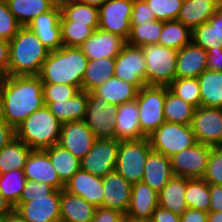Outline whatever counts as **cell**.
<instances>
[{
  "mask_svg": "<svg viewBox=\"0 0 222 222\" xmlns=\"http://www.w3.org/2000/svg\"><path fill=\"white\" fill-rule=\"evenodd\" d=\"M2 118L14 129L45 105L43 83L38 75L2 76Z\"/></svg>",
  "mask_w": 222,
  "mask_h": 222,
  "instance_id": "cell-1",
  "label": "cell"
},
{
  "mask_svg": "<svg viewBox=\"0 0 222 222\" xmlns=\"http://www.w3.org/2000/svg\"><path fill=\"white\" fill-rule=\"evenodd\" d=\"M124 215L115 209L97 207L91 222H120Z\"/></svg>",
  "mask_w": 222,
  "mask_h": 222,
  "instance_id": "cell-51",
  "label": "cell"
},
{
  "mask_svg": "<svg viewBox=\"0 0 222 222\" xmlns=\"http://www.w3.org/2000/svg\"><path fill=\"white\" fill-rule=\"evenodd\" d=\"M31 150L18 138L12 139L0 150V174L8 173L11 170L24 169Z\"/></svg>",
  "mask_w": 222,
  "mask_h": 222,
  "instance_id": "cell-36",
  "label": "cell"
},
{
  "mask_svg": "<svg viewBox=\"0 0 222 222\" xmlns=\"http://www.w3.org/2000/svg\"><path fill=\"white\" fill-rule=\"evenodd\" d=\"M1 222H26L14 209Z\"/></svg>",
  "mask_w": 222,
  "mask_h": 222,
  "instance_id": "cell-59",
  "label": "cell"
},
{
  "mask_svg": "<svg viewBox=\"0 0 222 222\" xmlns=\"http://www.w3.org/2000/svg\"><path fill=\"white\" fill-rule=\"evenodd\" d=\"M80 1L99 8L108 0H80Z\"/></svg>",
  "mask_w": 222,
  "mask_h": 222,
  "instance_id": "cell-62",
  "label": "cell"
},
{
  "mask_svg": "<svg viewBox=\"0 0 222 222\" xmlns=\"http://www.w3.org/2000/svg\"><path fill=\"white\" fill-rule=\"evenodd\" d=\"M9 59H10L9 41L0 39V73L3 76L8 75Z\"/></svg>",
  "mask_w": 222,
  "mask_h": 222,
  "instance_id": "cell-56",
  "label": "cell"
},
{
  "mask_svg": "<svg viewBox=\"0 0 222 222\" xmlns=\"http://www.w3.org/2000/svg\"><path fill=\"white\" fill-rule=\"evenodd\" d=\"M114 76L140 90L146 85V60L141 47L126 43L115 57Z\"/></svg>",
  "mask_w": 222,
  "mask_h": 222,
  "instance_id": "cell-11",
  "label": "cell"
},
{
  "mask_svg": "<svg viewBox=\"0 0 222 222\" xmlns=\"http://www.w3.org/2000/svg\"><path fill=\"white\" fill-rule=\"evenodd\" d=\"M60 21H75L76 23L98 29L99 9L77 0L61 10Z\"/></svg>",
  "mask_w": 222,
  "mask_h": 222,
  "instance_id": "cell-39",
  "label": "cell"
},
{
  "mask_svg": "<svg viewBox=\"0 0 222 222\" xmlns=\"http://www.w3.org/2000/svg\"><path fill=\"white\" fill-rule=\"evenodd\" d=\"M151 150L148 138L119 141L115 170L131 184L142 181L147 156Z\"/></svg>",
  "mask_w": 222,
  "mask_h": 222,
  "instance_id": "cell-7",
  "label": "cell"
},
{
  "mask_svg": "<svg viewBox=\"0 0 222 222\" xmlns=\"http://www.w3.org/2000/svg\"><path fill=\"white\" fill-rule=\"evenodd\" d=\"M96 207L83 197L60 190V220L63 222H91Z\"/></svg>",
  "mask_w": 222,
  "mask_h": 222,
  "instance_id": "cell-26",
  "label": "cell"
},
{
  "mask_svg": "<svg viewBox=\"0 0 222 222\" xmlns=\"http://www.w3.org/2000/svg\"><path fill=\"white\" fill-rule=\"evenodd\" d=\"M192 42V30L179 20L163 21L159 42L161 46L180 50Z\"/></svg>",
  "mask_w": 222,
  "mask_h": 222,
  "instance_id": "cell-38",
  "label": "cell"
},
{
  "mask_svg": "<svg viewBox=\"0 0 222 222\" xmlns=\"http://www.w3.org/2000/svg\"><path fill=\"white\" fill-rule=\"evenodd\" d=\"M195 107L177 95L173 94L165 86L164 116L165 122L191 125Z\"/></svg>",
  "mask_w": 222,
  "mask_h": 222,
  "instance_id": "cell-35",
  "label": "cell"
},
{
  "mask_svg": "<svg viewBox=\"0 0 222 222\" xmlns=\"http://www.w3.org/2000/svg\"><path fill=\"white\" fill-rule=\"evenodd\" d=\"M212 146L197 143L170 157L174 176L184 178H203Z\"/></svg>",
  "mask_w": 222,
  "mask_h": 222,
  "instance_id": "cell-15",
  "label": "cell"
},
{
  "mask_svg": "<svg viewBox=\"0 0 222 222\" xmlns=\"http://www.w3.org/2000/svg\"><path fill=\"white\" fill-rule=\"evenodd\" d=\"M157 207L158 193L143 181L132 184L130 204L126 216L150 222Z\"/></svg>",
  "mask_w": 222,
  "mask_h": 222,
  "instance_id": "cell-23",
  "label": "cell"
},
{
  "mask_svg": "<svg viewBox=\"0 0 222 222\" xmlns=\"http://www.w3.org/2000/svg\"><path fill=\"white\" fill-rule=\"evenodd\" d=\"M9 76L39 75L50 50L27 26L21 27L9 41Z\"/></svg>",
  "mask_w": 222,
  "mask_h": 222,
  "instance_id": "cell-3",
  "label": "cell"
},
{
  "mask_svg": "<svg viewBox=\"0 0 222 222\" xmlns=\"http://www.w3.org/2000/svg\"><path fill=\"white\" fill-rule=\"evenodd\" d=\"M157 20L154 13L150 11L149 5L145 0H134L132 16H131V25H141L145 24L148 21Z\"/></svg>",
  "mask_w": 222,
  "mask_h": 222,
  "instance_id": "cell-49",
  "label": "cell"
},
{
  "mask_svg": "<svg viewBox=\"0 0 222 222\" xmlns=\"http://www.w3.org/2000/svg\"><path fill=\"white\" fill-rule=\"evenodd\" d=\"M201 106L222 108V72L207 69L197 78Z\"/></svg>",
  "mask_w": 222,
  "mask_h": 222,
  "instance_id": "cell-32",
  "label": "cell"
},
{
  "mask_svg": "<svg viewBox=\"0 0 222 222\" xmlns=\"http://www.w3.org/2000/svg\"><path fill=\"white\" fill-rule=\"evenodd\" d=\"M150 222H180V215L158 206L154 210Z\"/></svg>",
  "mask_w": 222,
  "mask_h": 222,
  "instance_id": "cell-54",
  "label": "cell"
},
{
  "mask_svg": "<svg viewBox=\"0 0 222 222\" xmlns=\"http://www.w3.org/2000/svg\"><path fill=\"white\" fill-rule=\"evenodd\" d=\"M87 62L88 58L79 47L62 46L50 51L38 76L42 83H63L82 90Z\"/></svg>",
  "mask_w": 222,
  "mask_h": 222,
  "instance_id": "cell-2",
  "label": "cell"
},
{
  "mask_svg": "<svg viewBox=\"0 0 222 222\" xmlns=\"http://www.w3.org/2000/svg\"><path fill=\"white\" fill-rule=\"evenodd\" d=\"M218 9L222 12V2L219 4Z\"/></svg>",
  "mask_w": 222,
  "mask_h": 222,
  "instance_id": "cell-65",
  "label": "cell"
},
{
  "mask_svg": "<svg viewBox=\"0 0 222 222\" xmlns=\"http://www.w3.org/2000/svg\"><path fill=\"white\" fill-rule=\"evenodd\" d=\"M157 20H176L184 0H145Z\"/></svg>",
  "mask_w": 222,
  "mask_h": 222,
  "instance_id": "cell-45",
  "label": "cell"
},
{
  "mask_svg": "<svg viewBox=\"0 0 222 222\" xmlns=\"http://www.w3.org/2000/svg\"><path fill=\"white\" fill-rule=\"evenodd\" d=\"M162 28V20L148 21L141 25H131L126 43L139 47L158 44Z\"/></svg>",
  "mask_w": 222,
  "mask_h": 222,
  "instance_id": "cell-41",
  "label": "cell"
},
{
  "mask_svg": "<svg viewBox=\"0 0 222 222\" xmlns=\"http://www.w3.org/2000/svg\"><path fill=\"white\" fill-rule=\"evenodd\" d=\"M192 42L208 51L222 48V12L218 9L207 22L192 30Z\"/></svg>",
  "mask_w": 222,
  "mask_h": 222,
  "instance_id": "cell-30",
  "label": "cell"
},
{
  "mask_svg": "<svg viewBox=\"0 0 222 222\" xmlns=\"http://www.w3.org/2000/svg\"><path fill=\"white\" fill-rule=\"evenodd\" d=\"M56 189L48 184L27 180L21 197H39L53 194Z\"/></svg>",
  "mask_w": 222,
  "mask_h": 222,
  "instance_id": "cell-50",
  "label": "cell"
},
{
  "mask_svg": "<svg viewBox=\"0 0 222 222\" xmlns=\"http://www.w3.org/2000/svg\"><path fill=\"white\" fill-rule=\"evenodd\" d=\"M207 216L205 211L187 208L180 215V222H207Z\"/></svg>",
  "mask_w": 222,
  "mask_h": 222,
  "instance_id": "cell-55",
  "label": "cell"
},
{
  "mask_svg": "<svg viewBox=\"0 0 222 222\" xmlns=\"http://www.w3.org/2000/svg\"><path fill=\"white\" fill-rule=\"evenodd\" d=\"M26 180L48 184L56 190H63L65 183L52 166L48 153L43 150H31L24 165Z\"/></svg>",
  "mask_w": 222,
  "mask_h": 222,
  "instance_id": "cell-17",
  "label": "cell"
},
{
  "mask_svg": "<svg viewBox=\"0 0 222 222\" xmlns=\"http://www.w3.org/2000/svg\"><path fill=\"white\" fill-rule=\"evenodd\" d=\"M48 1L53 8L62 10L64 7L70 5L72 2H75L77 0H48Z\"/></svg>",
  "mask_w": 222,
  "mask_h": 222,
  "instance_id": "cell-60",
  "label": "cell"
},
{
  "mask_svg": "<svg viewBox=\"0 0 222 222\" xmlns=\"http://www.w3.org/2000/svg\"><path fill=\"white\" fill-rule=\"evenodd\" d=\"M61 25V41L65 47H79L93 33L91 26L76 23L75 21H60Z\"/></svg>",
  "mask_w": 222,
  "mask_h": 222,
  "instance_id": "cell-43",
  "label": "cell"
},
{
  "mask_svg": "<svg viewBox=\"0 0 222 222\" xmlns=\"http://www.w3.org/2000/svg\"><path fill=\"white\" fill-rule=\"evenodd\" d=\"M216 0H184L177 20L193 30L208 19L218 10Z\"/></svg>",
  "mask_w": 222,
  "mask_h": 222,
  "instance_id": "cell-27",
  "label": "cell"
},
{
  "mask_svg": "<svg viewBox=\"0 0 222 222\" xmlns=\"http://www.w3.org/2000/svg\"><path fill=\"white\" fill-rule=\"evenodd\" d=\"M126 40L119 35L97 29L79 48L88 60L102 57L115 58L123 49Z\"/></svg>",
  "mask_w": 222,
  "mask_h": 222,
  "instance_id": "cell-18",
  "label": "cell"
},
{
  "mask_svg": "<svg viewBox=\"0 0 222 222\" xmlns=\"http://www.w3.org/2000/svg\"><path fill=\"white\" fill-rule=\"evenodd\" d=\"M114 71L115 58L102 57L96 60H88L82 79V90L87 93L93 91L113 77Z\"/></svg>",
  "mask_w": 222,
  "mask_h": 222,
  "instance_id": "cell-31",
  "label": "cell"
},
{
  "mask_svg": "<svg viewBox=\"0 0 222 222\" xmlns=\"http://www.w3.org/2000/svg\"><path fill=\"white\" fill-rule=\"evenodd\" d=\"M93 91L103 97L107 103L119 106L135 100L139 90L134 85L113 76Z\"/></svg>",
  "mask_w": 222,
  "mask_h": 222,
  "instance_id": "cell-33",
  "label": "cell"
},
{
  "mask_svg": "<svg viewBox=\"0 0 222 222\" xmlns=\"http://www.w3.org/2000/svg\"><path fill=\"white\" fill-rule=\"evenodd\" d=\"M13 206L0 192V222L13 210Z\"/></svg>",
  "mask_w": 222,
  "mask_h": 222,
  "instance_id": "cell-58",
  "label": "cell"
},
{
  "mask_svg": "<svg viewBox=\"0 0 222 222\" xmlns=\"http://www.w3.org/2000/svg\"><path fill=\"white\" fill-rule=\"evenodd\" d=\"M203 179L208 184L222 185V148L212 147Z\"/></svg>",
  "mask_w": 222,
  "mask_h": 222,
  "instance_id": "cell-48",
  "label": "cell"
},
{
  "mask_svg": "<svg viewBox=\"0 0 222 222\" xmlns=\"http://www.w3.org/2000/svg\"><path fill=\"white\" fill-rule=\"evenodd\" d=\"M96 139L84 120L71 121L62 124L58 144L81 160Z\"/></svg>",
  "mask_w": 222,
  "mask_h": 222,
  "instance_id": "cell-16",
  "label": "cell"
},
{
  "mask_svg": "<svg viewBox=\"0 0 222 222\" xmlns=\"http://www.w3.org/2000/svg\"><path fill=\"white\" fill-rule=\"evenodd\" d=\"M21 27L9 10L6 0H0V39L12 40Z\"/></svg>",
  "mask_w": 222,
  "mask_h": 222,
  "instance_id": "cell-47",
  "label": "cell"
},
{
  "mask_svg": "<svg viewBox=\"0 0 222 222\" xmlns=\"http://www.w3.org/2000/svg\"><path fill=\"white\" fill-rule=\"evenodd\" d=\"M6 2L22 27L29 25L35 17L53 8L48 0H6Z\"/></svg>",
  "mask_w": 222,
  "mask_h": 222,
  "instance_id": "cell-37",
  "label": "cell"
},
{
  "mask_svg": "<svg viewBox=\"0 0 222 222\" xmlns=\"http://www.w3.org/2000/svg\"><path fill=\"white\" fill-rule=\"evenodd\" d=\"M61 10L52 8L35 17L27 27L33 31L39 40L50 50L61 48Z\"/></svg>",
  "mask_w": 222,
  "mask_h": 222,
  "instance_id": "cell-20",
  "label": "cell"
},
{
  "mask_svg": "<svg viewBox=\"0 0 222 222\" xmlns=\"http://www.w3.org/2000/svg\"><path fill=\"white\" fill-rule=\"evenodd\" d=\"M211 203L209 212H222V185L209 184Z\"/></svg>",
  "mask_w": 222,
  "mask_h": 222,
  "instance_id": "cell-53",
  "label": "cell"
},
{
  "mask_svg": "<svg viewBox=\"0 0 222 222\" xmlns=\"http://www.w3.org/2000/svg\"><path fill=\"white\" fill-rule=\"evenodd\" d=\"M172 177L170 158L151 150L147 156L142 181L159 193Z\"/></svg>",
  "mask_w": 222,
  "mask_h": 222,
  "instance_id": "cell-25",
  "label": "cell"
},
{
  "mask_svg": "<svg viewBox=\"0 0 222 222\" xmlns=\"http://www.w3.org/2000/svg\"><path fill=\"white\" fill-rule=\"evenodd\" d=\"M186 178L174 176L158 193V206L181 215L187 208L185 200Z\"/></svg>",
  "mask_w": 222,
  "mask_h": 222,
  "instance_id": "cell-29",
  "label": "cell"
},
{
  "mask_svg": "<svg viewBox=\"0 0 222 222\" xmlns=\"http://www.w3.org/2000/svg\"><path fill=\"white\" fill-rule=\"evenodd\" d=\"M103 208L115 209L126 215L130 204L132 184L125 180L116 170L102 178Z\"/></svg>",
  "mask_w": 222,
  "mask_h": 222,
  "instance_id": "cell-19",
  "label": "cell"
},
{
  "mask_svg": "<svg viewBox=\"0 0 222 222\" xmlns=\"http://www.w3.org/2000/svg\"><path fill=\"white\" fill-rule=\"evenodd\" d=\"M117 107L94 91L88 92L87 110L84 121L96 138L115 139V115Z\"/></svg>",
  "mask_w": 222,
  "mask_h": 222,
  "instance_id": "cell-9",
  "label": "cell"
},
{
  "mask_svg": "<svg viewBox=\"0 0 222 222\" xmlns=\"http://www.w3.org/2000/svg\"><path fill=\"white\" fill-rule=\"evenodd\" d=\"M207 51L193 42L178 50L176 78H198L207 70Z\"/></svg>",
  "mask_w": 222,
  "mask_h": 222,
  "instance_id": "cell-24",
  "label": "cell"
},
{
  "mask_svg": "<svg viewBox=\"0 0 222 222\" xmlns=\"http://www.w3.org/2000/svg\"><path fill=\"white\" fill-rule=\"evenodd\" d=\"M134 0H108L99 7L98 28L121 36L126 41L131 30Z\"/></svg>",
  "mask_w": 222,
  "mask_h": 222,
  "instance_id": "cell-12",
  "label": "cell"
},
{
  "mask_svg": "<svg viewBox=\"0 0 222 222\" xmlns=\"http://www.w3.org/2000/svg\"><path fill=\"white\" fill-rule=\"evenodd\" d=\"M168 89L195 108L201 106L200 88L197 78H176Z\"/></svg>",
  "mask_w": 222,
  "mask_h": 222,
  "instance_id": "cell-44",
  "label": "cell"
},
{
  "mask_svg": "<svg viewBox=\"0 0 222 222\" xmlns=\"http://www.w3.org/2000/svg\"><path fill=\"white\" fill-rule=\"evenodd\" d=\"M0 119H3L2 118V108H1V96H0Z\"/></svg>",
  "mask_w": 222,
  "mask_h": 222,
  "instance_id": "cell-64",
  "label": "cell"
},
{
  "mask_svg": "<svg viewBox=\"0 0 222 222\" xmlns=\"http://www.w3.org/2000/svg\"><path fill=\"white\" fill-rule=\"evenodd\" d=\"M64 189L83 197L96 208L103 207L104 189L101 177L80 169L65 183Z\"/></svg>",
  "mask_w": 222,
  "mask_h": 222,
  "instance_id": "cell-21",
  "label": "cell"
},
{
  "mask_svg": "<svg viewBox=\"0 0 222 222\" xmlns=\"http://www.w3.org/2000/svg\"><path fill=\"white\" fill-rule=\"evenodd\" d=\"M141 48L146 60V85L168 87L176 79L178 50L160 44Z\"/></svg>",
  "mask_w": 222,
  "mask_h": 222,
  "instance_id": "cell-5",
  "label": "cell"
},
{
  "mask_svg": "<svg viewBox=\"0 0 222 222\" xmlns=\"http://www.w3.org/2000/svg\"><path fill=\"white\" fill-rule=\"evenodd\" d=\"M147 138L153 151L169 158L197 144L191 125L170 122H164Z\"/></svg>",
  "mask_w": 222,
  "mask_h": 222,
  "instance_id": "cell-6",
  "label": "cell"
},
{
  "mask_svg": "<svg viewBox=\"0 0 222 222\" xmlns=\"http://www.w3.org/2000/svg\"><path fill=\"white\" fill-rule=\"evenodd\" d=\"M119 141L97 138L91 150L81 159V169L103 178L116 168Z\"/></svg>",
  "mask_w": 222,
  "mask_h": 222,
  "instance_id": "cell-13",
  "label": "cell"
},
{
  "mask_svg": "<svg viewBox=\"0 0 222 222\" xmlns=\"http://www.w3.org/2000/svg\"><path fill=\"white\" fill-rule=\"evenodd\" d=\"M185 200L188 208L209 212V184L203 178H186Z\"/></svg>",
  "mask_w": 222,
  "mask_h": 222,
  "instance_id": "cell-40",
  "label": "cell"
},
{
  "mask_svg": "<svg viewBox=\"0 0 222 222\" xmlns=\"http://www.w3.org/2000/svg\"><path fill=\"white\" fill-rule=\"evenodd\" d=\"M207 222H222V212H208Z\"/></svg>",
  "mask_w": 222,
  "mask_h": 222,
  "instance_id": "cell-61",
  "label": "cell"
},
{
  "mask_svg": "<svg viewBox=\"0 0 222 222\" xmlns=\"http://www.w3.org/2000/svg\"><path fill=\"white\" fill-rule=\"evenodd\" d=\"M197 143L218 147L222 144V108L199 106L191 122Z\"/></svg>",
  "mask_w": 222,
  "mask_h": 222,
  "instance_id": "cell-14",
  "label": "cell"
},
{
  "mask_svg": "<svg viewBox=\"0 0 222 222\" xmlns=\"http://www.w3.org/2000/svg\"><path fill=\"white\" fill-rule=\"evenodd\" d=\"M207 69L222 72V48H211L207 51Z\"/></svg>",
  "mask_w": 222,
  "mask_h": 222,
  "instance_id": "cell-52",
  "label": "cell"
},
{
  "mask_svg": "<svg viewBox=\"0 0 222 222\" xmlns=\"http://www.w3.org/2000/svg\"><path fill=\"white\" fill-rule=\"evenodd\" d=\"M88 93L80 90L72 98L62 101L45 103L51 113L63 124L71 121H82L85 119L87 110Z\"/></svg>",
  "mask_w": 222,
  "mask_h": 222,
  "instance_id": "cell-28",
  "label": "cell"
},
{
  "mask_svg": "<svg viewBox=\"0 0 222 222\" xmlns=\"http://www.w3.org/2000/svg\"><path fill=\"white\" fill-rule=\"evenodd\" d=\"M44 150L48 153L52 166L64 183L81 169V160L59 144H54Z\"/></svg>",
  "mask_w": 222,
  "mask_h": 222,
  "instance_id": "cell-34",
  "label": "cell"
},
{
  "mask_svg": "<svg viewBox=\"0 0 222 222\" xmlns=\"http://www.w3.org/2000/svg\"><path fill=\"white\" fill-rule=\"evenodd\" d=\"M115 139L118 141L147 138L140 129L137 99L120 104L115 115Z\"/></svg>",
  "mask_w": 222,
  "mask_h": 222,
  "instance_id": "cell-22",
  "label": "cell"
},
{
  "mask_svg": "<svg viewBox=\"0 0 222 222\" xmlns=\"http://www.w3.org/2000/svg\"><path fill=\"white\" fill-rule=\"evenodd\" d=\"M15 138V129L4 119H0V150Z\"/></svg>",
  "mask_w": 222,
  "mask_h": 222,
  "instance_id": "cell-57",
  "label": "cell"
},
{
  "mask_svg": "<svg viewBox=\"0 0 222 222\" xmlns=\"http://www.w3.org/2000/svg\"><path fill=\"white\" fill-rule=\"evenodd\" d=\"M80 89L67 84L43 83V97L45 103L62 102L72 98Z\"/></svg>",
  "mask_w": 222,
  "mask_h": 222,
  "instance_id": "cell-46",
  "label": "cell"
},
{
  "mask_svg": "<svg viewBox=\"0 0 222 222\" xmlns=\"http://www.w3.org/2000/svg\"><path fill=\"white\" fill-rule=\"evenodd\" d=\"M120 222H149V221L134 219V218L124 215V217L120 220Z\"/></svg>",
  "mask_w": 222,
  "mask_h": 222,
  "instance_id": "cell-63",
  "label": "cell"
},
{
  "mask_svg": "<svg viewBox=\"0 0 222 222\" xmlns=\"http://www.w3.org/2000/svg\"><path fill=\"white\" fill-rule=\"evenodd\" d=\"M26 181L24 169L0 174V192L13 207L18 203Z\"/></svg>",
  "mask_w": 222,
  "mask_h": 222,
  "instance_id": "cell-42",
  "label": "cell"
},
{
  "mask_svg": "<svg viewBox=\"0 0 222 222\" xmlns=\"http://www.w3.org/2000/svg\"><path fill=\"white\" fill-rule=\"evenodd\" d=\"M26 222L60 221V190L39 197H20L13 207Z\"/></svg>",
  "mask_w": 222,
  "mask_h": 222,
  "instance_id": "cell-10",
  "label": "cell"
},
{
  "mask_svg": "<svg viewBox=\"0 0 222 222\" xmlns=\"http://www.w3.org/2000/svg\"><path fill=\"white\" fill-rule=\"evenodd\" d=\"M61 128L62 123L44 105L16 127L15 137L32 150H44L58 144Z\"/></svg>",
  "mask_w": 222,
  "mask_h": 222,
  "instance_id": "cell-4",
  "label": "cell"
},
{
  "mask_svg": "<svg viewBox=\"0 0 222 222\" xmlns=\"http://www.w3.org/2000/svg\"><path fill=\"white\" fill-rule=\"evenodd\" d=\"M136 99L140 129L148 137L165 122V86L144 85Z\"/></svg>",
  "mask_w": 222,
  "mask_h": 222,
  "instance_id": "cell-8",
  "label": "cell"
}]
</instances>
